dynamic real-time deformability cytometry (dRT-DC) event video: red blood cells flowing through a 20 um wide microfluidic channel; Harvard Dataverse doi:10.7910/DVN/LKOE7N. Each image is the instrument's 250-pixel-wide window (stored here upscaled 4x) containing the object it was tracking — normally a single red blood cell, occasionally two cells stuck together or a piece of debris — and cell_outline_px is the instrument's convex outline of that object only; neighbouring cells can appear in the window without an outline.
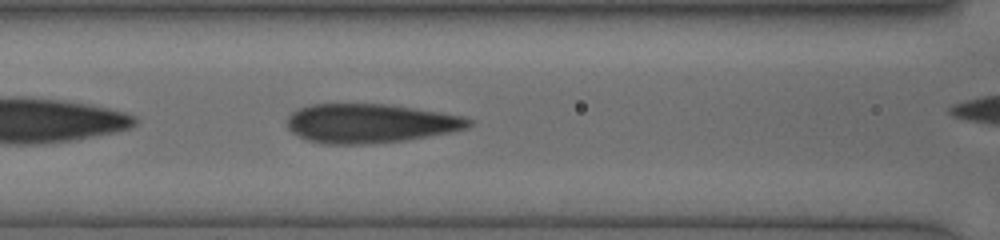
{"species": "human", "species_latin": "Homo sapiens", "temperature_condition": "cold", "stored_images_in_passage": 36, "camera_frame_rate_fps": 3000, "um_per_image_px": 0.085, "donor": {"sex": "female"}, "frame": {"image": 1, "passage_image": 9, "time_ms": 1.667, "image_size_px": [1000, 240], "cell_outline_px": [[472, 124], [468, 128], [452, 132], [408, 140], [372, 144], [320, 144], [308, 140], [292, 132], [288, 128], [288, 116], [292, 112], [300, 108], [312, 104], [384, 104], [440, 112], [464, 116], [472, 120]], "centroid_in_image_um": [31.49, 10.5], "position_along_channel_um": 135.1, "area_um2": 41.5}}
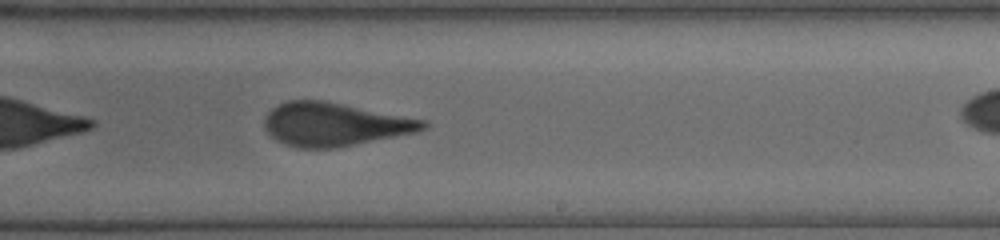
{"frame": {"image": 2, "passage_image": 24, "time_ms": 4.667, "image_size_px": [1000, 240], "cell_outline_px": [[428, 128], [416, 132], [336, 148], [296, 148], [284, 144], [276, 140], [264, 128], [264, 120], [268, 112], [272, 108], [288, 100], [324, 100], [428, 120]], "centroid_in_image_um": [28.44, 10.57], "position_along_channel_um": 260.6, "area_um2": 40.23}}
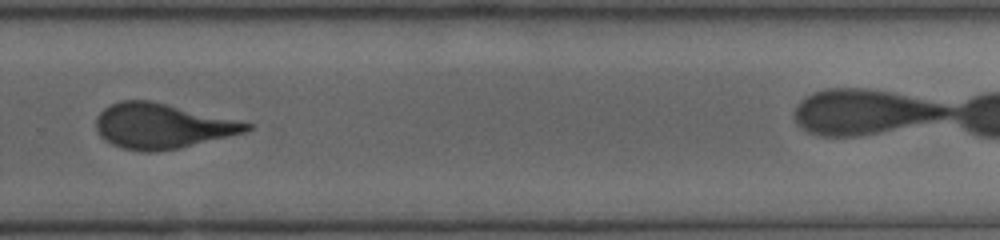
{"frame": {"image": 3, "passage_image": 31, "time_ms": 6.0, "image_size_px": [1000, 240], "cell_outline_px": [[256, 124], [248, 132], [180, 148], [156, 152], [144, 152], [124, 148], [112, 144], [100, 136], [96, 128], [96, 116], [104, 108], [120, 100], [152, 100]], "centroid_in_image_um": [13.82, 10.7], "position_along_channel_um": 316.0, "area_um2": 39.88}}